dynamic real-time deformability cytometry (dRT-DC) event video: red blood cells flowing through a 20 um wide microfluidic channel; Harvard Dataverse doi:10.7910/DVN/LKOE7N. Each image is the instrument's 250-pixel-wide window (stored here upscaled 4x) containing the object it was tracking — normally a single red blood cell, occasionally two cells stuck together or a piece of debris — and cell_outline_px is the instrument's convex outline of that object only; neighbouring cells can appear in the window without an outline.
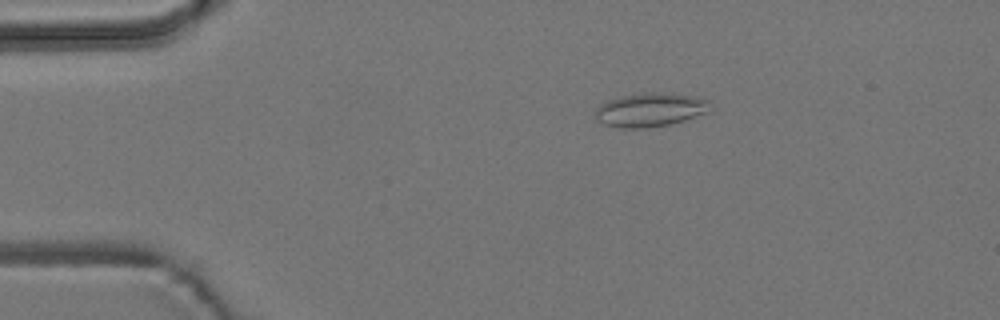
{"species": "common noctule bat (a hibernating species)", "species_latin": "Nyctalus noctula", "temperature_condition": "room temperature", "stored_images_in_passage": 9, "camera_frame_rate_fps": 3000, "um_per_image_px": 0.085, "animal": {"sex": "male", "body_mass_g": 19.2, "forearm_length_mm": 51.8}, "frame": {"image": 1, "passage_image": 3, "time_ms": 2.333, "image_size_px": [1000, 320], "cell_outline_px": [[708, 112], [684, 120], [668, 124], [644, 128], [620, 128], [604, 124], [596, 116], [596, 108], [600, 104], [608, 100], [624, 96], [644, 92], [648, 92], [696, 96], [708, 100]], "centroid_in_image_um": [55.25, 9.33], "position_along_channel_um": 29.8, "area_um2": 22.14}}
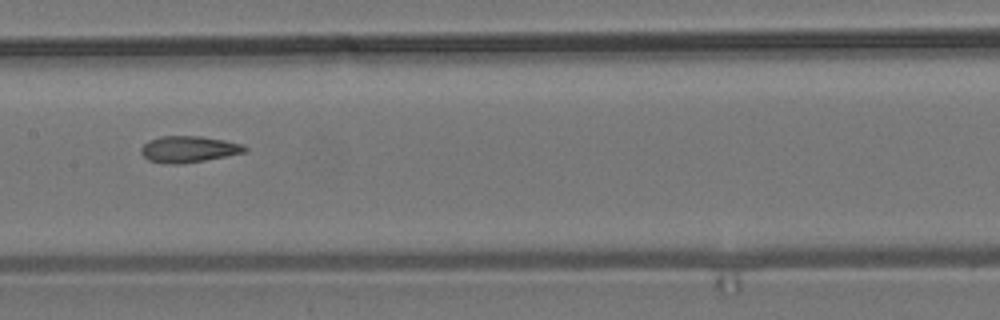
{"frame": {"image": 2, "passage_image": 8, "time_ms": 8.0, "image_size_px": [1000, 320], "cell_outline_px": [[248, 152], [204, 160], [176, 164], [172, 164], [148, 160], [140, 152], [140, 148], [148, 140], [160, 136], [200, 136], [224, 140], [240, 144], [248, 148]], "centroid_in_image_um": [16.02, 12.67], "position_along_channel_um": 191.4, "area_um2": 15.84}}
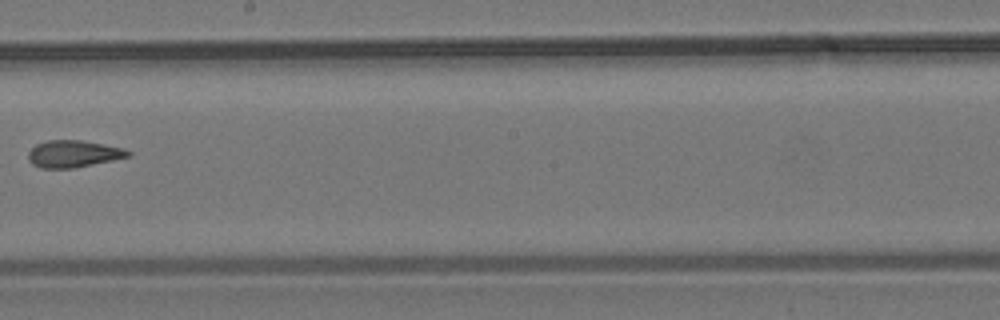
{"frame": {"image": 3, "passage_image": 9, "time_ms": 9.333, "image_size_px": [1000, 320], "cell_outline_px": [[132, 156], [72, 168], [40, 168], [32, 164], [28, 160], [28, 152], [36, 144], [48, 140], [80, 140], [124, 148], [132, 152]], "centroid_in_image_um": [6.23, 13.07], "position_along_channel_um": 242.0, "area_um2": 15.66}}